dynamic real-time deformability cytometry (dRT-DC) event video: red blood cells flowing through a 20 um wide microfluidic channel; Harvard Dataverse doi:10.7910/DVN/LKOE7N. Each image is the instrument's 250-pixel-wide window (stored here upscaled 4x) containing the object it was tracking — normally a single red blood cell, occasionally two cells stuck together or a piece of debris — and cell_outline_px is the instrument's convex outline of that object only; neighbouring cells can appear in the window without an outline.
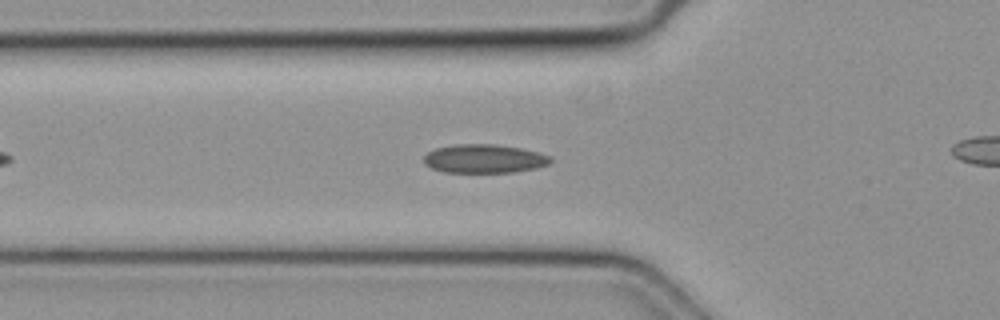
{"species": "common noctule bat (a hibernating species)", "species_latin": "Nyctalus noctula", "temperature_condition": "cold", "stored_images_in_passage": 34, "camera_frame_rate_fps": 3000, "um_per_image_px": 0.085, "animal": {"sex": "female", "body_mass_g": 19.3, "forearm_length_mm": 54.1}, "frame": {"image": 1, "passage_image": 9, "time_ms": 2.667, "image_size_px": [1000, 320], "cell_outline_px": [[552, 160], [548, 164], [536, 168], [516, 172], [444, 172], [432, 168], [424, 164], [424, 156], [428, 152], [436, 148], [456, 144], [496, 144], [520, 148], [552, 156]], "centroid_in_image_um": [41.16, 13.49], "position_along_channel_um": 84.6, "area_um2": 21.15}}
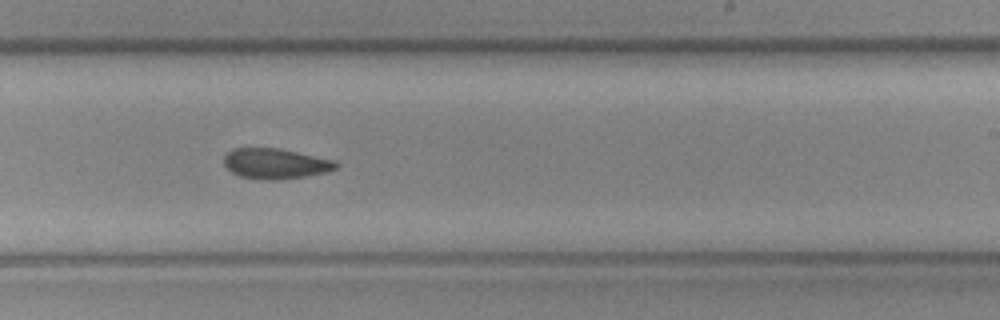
{"frame": {"image": 2, "passage_image": 22, "time_ms": 7.0, "image_size_px": [1000, 320], "cell_outline_px": [[340, 164], [336, 168], [324, 172], [304, 176], [272, 180], [240, 176], [232, 172], [224, 164], [224, 156], [232, 148], [276, 148], [336, 160]], "centroid_in_image_um": [23.41, 13.89], "position_along_channel_um": 265.6, "area_um2": 19.48}}
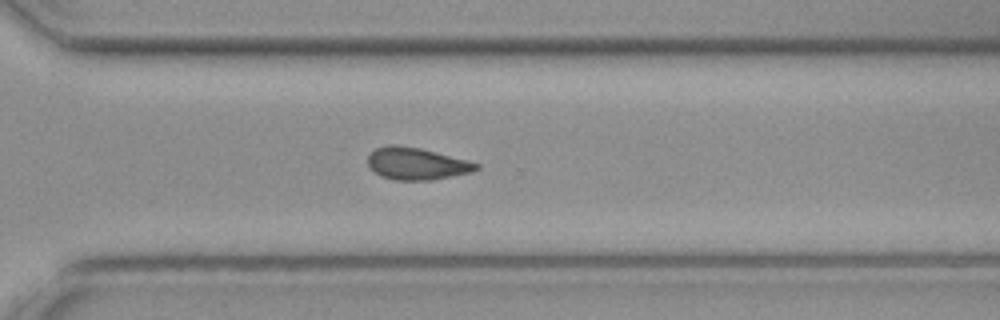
{"frame": {"image": 3, "passage_image": 27, "time_ms": 8.667, "image_size_px": [1000, 320], "cell_outline_px": [[480, 168], [472, 172], [428, 180], [396, 180], [380, 176], [368, 164], [368, 156], [376, 148], [420, 148], [468, 160], [480, 164]], "centroid_in_image_um": [35.49, 13.95], "position_along_channel_um": 335.1, "area_um2": 19.42}}